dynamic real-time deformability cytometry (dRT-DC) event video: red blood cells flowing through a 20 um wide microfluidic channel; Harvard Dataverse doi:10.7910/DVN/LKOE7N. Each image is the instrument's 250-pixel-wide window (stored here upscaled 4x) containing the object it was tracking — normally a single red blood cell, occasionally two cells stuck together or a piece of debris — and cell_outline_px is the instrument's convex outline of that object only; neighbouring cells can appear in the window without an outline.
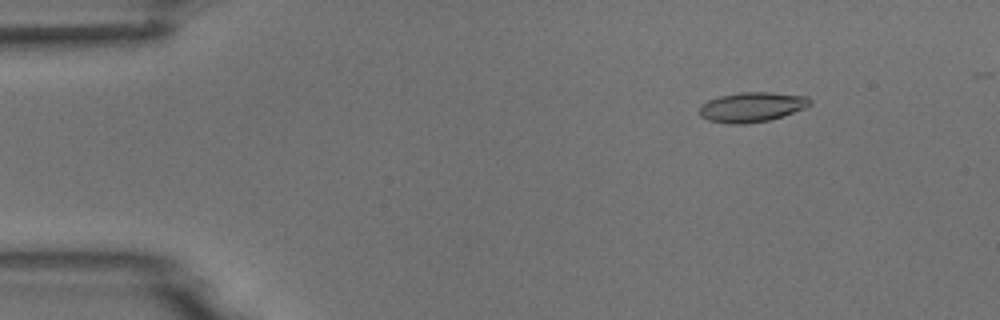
{"species": "common noctule bat (a hibernating species)", "species_latin": "Nyctalus noctula", "temperature_condition": "room temperature", "stored_images_in_passage": 5, "camera_frame_rate_fps": 3000, "um_per_image_px": 0.085, "animal": {"sex": "male", "body_mass_g": 18.8}, "frame": {"image": 1, "passage_image": 2, "time_ms": 1.333, "image_size_px": [1000, 320], "cell_outline_px": [[812, 100], [804, 108], [768, 120], [744, 124], [732, 124], [708, 120], [700, 116], [700, 104], [708, 100], [720, 96], [740, 92], [768, 92], [808, 96]], "centroid_in_image_um": [63.87, 9.09], "position_along_channel_um": 21.1, "area_um2": 18.96}}